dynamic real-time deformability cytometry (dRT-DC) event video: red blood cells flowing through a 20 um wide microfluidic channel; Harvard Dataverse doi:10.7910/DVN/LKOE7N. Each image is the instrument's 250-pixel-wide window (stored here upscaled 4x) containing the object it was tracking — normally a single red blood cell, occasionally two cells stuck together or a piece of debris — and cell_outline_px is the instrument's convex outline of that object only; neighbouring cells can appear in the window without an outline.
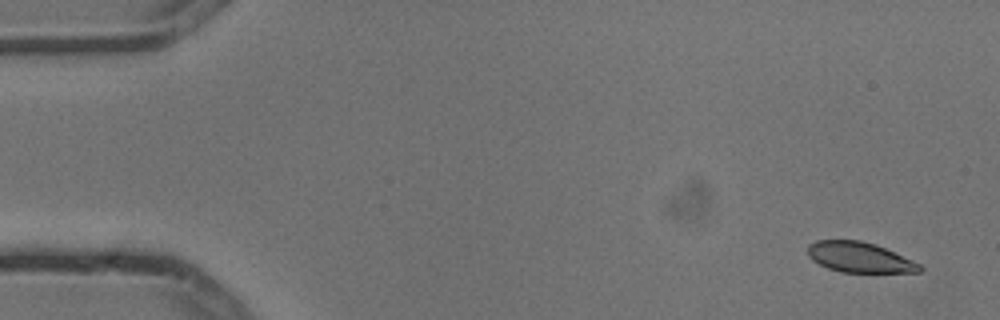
{"species": "common noctule bat (a hibernating species)", "species_latin": "Nyctalus noctula", "temperature_condition": "cold", "stored_images_in_passage": 4, "camera_frame_rate_fps": 3000, "um_per_image_px": 0.085, "animal": {"sex": "male", "body_mass_g": 13.3}, "frame": {"image": 1, "passage_image": 1, "time_ms": 0.0, "image_size_px": [1000, 320], "cell_outline_px": [[924, 268], [920, 272], [840, 272], [828, 268], [812, 260], [808, 256], [808, 244], [816, 240], [860, 240], [876, 244], [912, 260], [920, 264]], "centroid_in_image_um": [73.05, 21.86], "position_along_channel_um": 12.0, "area_um2": 19.77}}
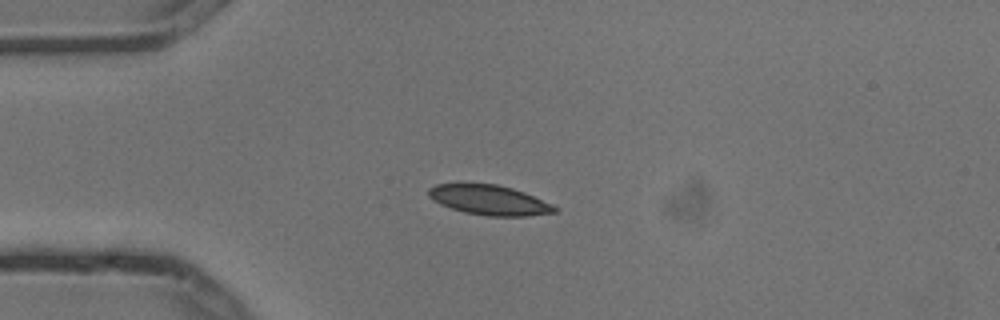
{"frame": {"image": 2, "passage_image": 4, "time_ms": 1.0, "image_size_px": [1000, 320], "cell_outline_px": [[556, 212], [528, 216], [488, 216], [464, 212], [440, 204], [428, 196], [428, 188], [436, 184], [496, 184], [512, 188], [524, 192], [552, 204], [556, 208]], "centroid_in_image_um": [41.58, 17.0], "position_along_channel_um": 43.4, "area_um2": 21.73}}